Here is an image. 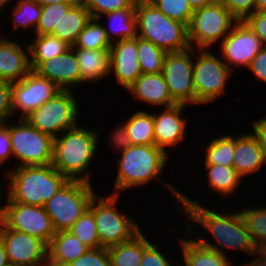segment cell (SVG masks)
I'll list each match as a JSON object with an SVG mask.
<instances>
[{
    "mask_svg": "<svg viewBox=\"0 0 266 266\" xmlns=\"http://www.w3.org/2000/svg\"><path fill=\"white\" fill-rule=\"evenodd\" d=\"M104 196L96 194L89 209L94 215L101 246L109 248L132 239L141 231V226L130 213L118 210L119 195Z\"/></svg>",
    "mask_w": 266,
    "mask_h": 266,
    "instance_id": "cell-6",
    "label": "cell"
},
{
    "mask_svg": "<svg viewBox=\"0 0 266 266\" xmlns=\"http://www.w3.org/2000/svg\"><path fill=\"white\" fill-rule=\"evenodd\" d=\"M167 17L189 25L194 10L189 0H149Z\"/></svg>",
    "mask_w": 266,
    "mask_h": 266,
    "instance_id": "cell-39",
    "label": "cell"
},
{
    "mask_svg": "<svg viewBox=\"0 0 266 266\" xmlns=\"http://www.w3.org/2000/svg\"><path fill=\"white\" fill-rule=\"evenodd\" d=\"M265 164V165H264ZM266 167V159L256 136L248 132L235 135V152L233 168L242 177L262 171ZM251 175V176H250Z\"/></svg>",
    "mask_w": 266,
    "mask_h": 266,
    "instance_id": "cell-22",
    "label": "cell"
},
{
    "mask_svg": "<svg viewBox=\"0 0 266 266\" xmlns=\"http://www.w3.org/2000/svg\"><path fill=\"white\" fill-rule=\"evenodd\" d=\"M9 121L12 155L19 166H46L52 164L54 139L35 128L26 118ZM11 123V124H10Z\"/></svg>",
    "mask_w": 266,
    "mask_h": 266,
    "instance_id": "cell-8",
    "label": "cell"
},
{
    "mask_svg": "<svg viewBox=\"0 0 266 266\" xmlns=\"http://www.w3.org/2000/svg\"><path fill=\"white\" fill-rule=\"evenodd\" d=\"M247 209L239 210L247 229L249 230L254 243L260 242L266 239V206L260 207L251 205H245ZM257 207V208H255Z\"/></svg>",
    "mask_w": 266,
    "mask_h": 266,
    "instance_id": "cell-38",
    "label": "cell"
},
{
    "mask_svg": "<svg viewBox=\"0 0 266 266\" xmlns=\"http://www.w3.org/2000/svg\"><path fill=\"white\" fill-rule=\"evenodd\" d=\"M216 55L218 54L209 49L194 48L193 86L196 105L212 104L211 102L226 94L225 87L232 75V69Z\"/></svg>",
    "mask_w": 266,
    "mask_h": 266,
    "instance_id": "cell-10",
    "label": "cell"
},
{
    "mask_svg": "<svg viewBox=\"0 0 266 266\" xmlns=\"http://www.w3.org/2000/svg\"><path fill=\"white\" fill-rule=\"evenodd\" d=\"M184 235L185 237L180 236L178 238L179 246L181 247L180 257L181 266H231L232 261L228 256H224L215 250L203 247L198 244L192 236ZM186 236L188 237L186 239ZM193 237V238H192ZM183 258V259H182ZM184 264V265H183ZM239 266V265H238Z\"/></svg>",
    "mask_w": 266,
    "mask_h": 266,
    "instance_id": "cell-25",
    "label": "cell"
},
{
    "mask_svg": "<svg viewBox=\"0 0 266 266\" xmlns=\"http://www.w3.org/2000/svg\"><path fill=\"white\" fill-rule=\"evenodd\" d=\"M95 195L91 183L68 180L44 205L55 232L68 231L89 209Z\"/></svg>",
    "mask_w": 266,
    "mask_h": 266,
    "instance_id": "cell-7",
    "label": "cell"
},
{
    "mask_svg": "<svg viewBox=\"0 0 266 266\" xmlns=\"http://www.w3.org/2000/svg\"><path fill=\"white\" fill-rule=\"evenodd\" d=\"M253 128L252 133L258 139V142L263 150L264 157L266 159V117H262L252 120L251 122V130Z\"/></svg>",
    "mask_w": 266,
    "mask_h": 266,
    "instance_id": "cell-49",
    "label": "cell"
},
{
    "mask_svg": "<svg viewBox=\"0 0 266 266\" xmlns=\"http://www.w3.org/2000/svg\"><path fill=\"white\" fill-rule=\"evenodd\" d=\"M89 249L101 248L93 212L87 209L68 230Z\"/></svg>",
    "mask_w": 266,
    "mask_h": 266,
    "instance_id": "cell-36",
    "label": "cell"
},
{
    "mask_svg": "<svg viewBox=\"0 0 266 266\" xmlns=\"http://www.w3.org/2000/svg\"><path fill=\"white\" fill-rule=\"evenodd\" d=\"M251 256L252 258L250 261L248 260L246 263L241 264L240 266H266V260L259 259L253 254Z\"/></svg>",
    "mask_w": 266,
    "mask_h": 266,
    "instance_id": "cell-53",
    "label": "cell"
},
{
    "mask_svg": "<svg viewBox=\"0 0 266 266\" xmlns=\"http://www.w3.org/2000/svg\"><path fill=\"white\" fill-rule=\"evenodd\" d=\"M236 22L219 0L196 9L187 26L189 44L195 49L211 50V46L223 41Z\"/></svg>",
    "mask_w": 266,
    "mask_h": 266,
    "instance_id": "cell-11",
    "label": "cell"
},
{
    "mask_svg": "<svg viewBox=\"0 0 266 266\" xmlns=\"http://www.w3.org/2000/svg\"><path fill=\"white\" fill-rule=\"evenodd\" d=\"M110 74L118 84L127 90L142 74L138 61V36L124 39L111 45ZM113 73V74H112Z\"/></svg>",
    "mask_w": 266,
    "mask_h": 266,
    "instance_id": "cell-18",
    "label": "cell"
},
{
    "mask_svg": "<svg viewBox=\"0 0 266 266\" xmlns=\"http://www.w3.org/2000/svg\"><path fill=\"white\" fill-rule=\"evenodd\" d=\"M34 71L54 82L62 90L81 86L77 57L72 48L61 55L42 62Z\"/></svg>",
    "mask_w": 266,
    "mask_h": 266,
    "instance_id": "cell-19",
    "label": "cell"
},
{
    "mask_svg": "<svg viewBox=\"0 0 266 266\" xmlns=\"http://www.w3.org/2000/svg\"><path fill=\"white\" fill-rule=\"evenodd\" d=\"M206 171V181L204 183L208 184L209 189L213 190L218 195H221V199L226 196L228 201L232 195L238 196L236 193L237 188L244 182L242 177L235 171L233 167L223 166V165H203ZM208 180V181H207ZM236 193V194H234ZM229 197V198H228Z\"/></svg>",
    "mask_w": 266,
    "mask_h": 266,
    "instance_id": "cell-27",
    "label": "cell"
},
{
    "mask_svg": "<svg viewBox=\"0 0 266 266\" xmlns=\"http://www.w3.org/2000/svg\"><path fill=\"white\" fill-rule=\"evenodd\" d=\"M6 266H20V265H16V264H11V263H9V264H7Z\"/></svg>",
    "mask_w": 266,
    "mask_h": 266,
    "instance_id": "cell-57",
    "label": "cell"
},
{
    "mask_svg": "<svg viewBox=\"0 0 266 266\" xmlns=\"http://www.w3.org/2000/svg\"><path fill=\"white\" fill-rule=\"evenodd\" d=\"M9 169V170H7ZM7 197L24 205L44 206L68 181L52 164L7 168Z\"/></svg>",
    "mask_w": 266,
    "mask_h": 266,
    "instance_id": "cell-4",
    "label": "cell"
},
{
    "mask_svg": "<svg viewBox=\"0 0 266 266\" xmlns=\"http://www.w3.org/2000/svg\"><path fill=\"white\" fill-rule=\"evenodd\" d=\"M207 143V144H206ZM203 154V164L223 165L233 167L235 152V135L222 134L212 137L208 142Z\"/></svg>",
    "mask_w": 266,
    "mask_h": 266,
    "instance_id": "cell-31",
    "label": "cell"
},
{
    "mask_svg": "<svg viewBox=\"0 0 266 266\" xmlns=\"http://www.w3.org/2000/svg\"><path fill=\"white\" fill-rule=\"evenodd\" d=\"M13 11L10 18L14 29L22 28L23 32L25 29H33L35 31L42 11V6L35 0H17L15 6L12 8Z\"/></svg>",
    "mask_w": 266,
    "mask_h": 266,
    "instance_id": "cell-33",
    "label": "cell"
},
{
    "mask_svg": "<svg viewBox=\"0 0 266 266\" xmlns=\"http://www.w3.org/2000/svg\"><path fill=\"white\" fill-rule=\"evenodd\" d=\"M13 157L9 135V122L0 125V168Z\"/></svg>",
    "mask_w": 266,
    "mask_h": 266,
    "instance_id": "cell-47",
    "label": "cell"
},
{
    "mask_svg": "<svg viewBox=\"0 0 266 266\" xmlns=\"http://www.w3.org/2000/svg\"><path fill=\"white\" fill-rule=\"evenodd\" d=\"M89 248L69 231L56 232L47 246L48 266H67Z\"/></svg>",
    "mask_w": 266,
    "mask_h": 266,
    "instance_id": "cell-24",
    "label": "cell"
},
{
    "mask_svg": "<svg viewBox=\"0 0 266 266\" xmlns=\"http://www.w3.org/2000/svg\"><path fill=\"white\" fill-rule=\"evenodd\" d=\"M218 0H189V3L193 10L202 8L204 6L213 4L217 2Z\"/></svg>",
    "mask_w": 266,
    "mask_h": 266,
    "instance_id": "cell-51",
    "label": "cell"
},
{
    "mask_svg": "<svg viewBox=\"0 0 266 266\" xmlns=\"http://www.w3.org/2000/svg\"><path fill=\"white\" fill-rule=\"evenodd\" d=\"M193 199L182 193L181 204L178 206V210L182 212L181 215L190 221L186 224L185 233L191 234L194 228L200 231L199 227L202 226L201 230L204 229L203 232L206 230L205 234L208 232L207 234L213 238L211 241L207 240L208 237L197 236L194 240L201 246L215 250L224 256H228L225 253L226 249L237 250L242 254L245 253L246 256L254 253L255 243L239 210L233 208V212L232 210L218 212L213 209L214 205L212 208L204 207L200 199L197 197L196 200Z\"/></svg>",
    "mask_w": 266,
    "mask_h": 266,
    "instance_id": "cell-1",
    "label": "cell"
},
{
    "mask_svg": "<svg viewBox=\"0 0 266 266\" xmlns=\"http://www.w3.org/2000/svg\"><path fill=\"white\" fill-rule=\"evenodd\" d=\"M188 105L175 104L161 108V112L153 113L155 145L167 154L180 143L186 141L187 120L182 112ZM168 148H171L168 150Z\"/></svg>",
    "mask_w": 266,
    "mask_h": 266,
    "instance_id": "cell-17",
    "label": "cell"
},
{
    "mask_svg": "<svg viewBox=\"0 0 266 266\" xmlns=\"http://www.w3.org/2000/svg\"><path fill=\"white\" fill-rule=\"evenodd\" d=\"M138 61L143 74L162 73L166 52L138 36Z\"/></svg>",
    "mask_w": 266,
    "mask_h": 266,
    "instance_id": "cell-35",
    "label": "cell"
},
{
    "mask_svg": "<svg viewBox=\"0 0 266 266\" xmlns=\"http://www.w3.org/2000/svg\"><path fill=\"white\" fill-rule=\"evenodd\" d=\"M136 8H125L102 14L98 19H108L109 24L103 27L110 44L124 39H134L138 36L137 19L135 16ZM110 20V21H109ZM109 26V27H108Z\"/></svg>",
    "mask_w": 266,
    "mask_h": 266,
    "instance_id": "cell-26",
    "label": "cell"
},
{
    "mask_svg": "<svg viewBox=\"0 0 266 266\" xmlns=\"http://www.w3.org/2000/svg\"><path fill=\"white\" fill-rule=\"evenodd\" d=\"M100 133L98 127L87 128L78 124L55 137L52 159L54 168L68 180L92 183L88 173L98 152Z\"/></svg>",
    "mask_w": 266,
    "mask_h": 266,
    "instance_id": "cell-3",
    "label": "cell"
},
{
    "mask_svg": "<svg viewBox=\"0 0 266 266\" xmlns=\"http://www.w3.org/2000/svg\"><path fill=\"white\" fill-rule=\"evenodd\" d=\"M41 6L49 5L52 3H77L80 0H35Z\"/></svg>",
    "mask_w": 266,
    "mask_h": 266,
    "instance_id": "cell-54",
    "label": "cell"
},
{
    "mask_svg": "<svg viewBox=\"0 0 266 266\" xmlns=\"http://www.w3.org/2000/svg\"><path fill=\"white\" fill-rule=\"evenodd\" d=\"M159 244H154L153 241L148 240L147 236L144 234V251L141 261V266H174L171 258L166 257V252L162 253V250L158 248ZM181 261H178L175 266H181Z\"/></svg>",
    "mask_w": 266,
    "mask_h": 266,
    "instance_id": "cell-41",
    "label": "cell"
},
{
    "mask_svg": "<svg viewBox=\"0 0 266 266\" xmlns=\"http://www.w3.org/2000/svg\"><path fill=\"white\" fill-rule=\"evenodd\" d=\"M8 256L5 250L4 243L2 239L0 238V266H6L9 264Z\"/></svg>",
    "mask_w": 266,
    "mask_h": 266,
    "instance_id": "cell-52",
    "label": "cell"
},
{
    "mask_svg": "<svg viewBox=\"0 0 266 266\" xmlns=\"http://www.w3.org/2000/svg\"><path fill=\"white\" fill-rule=\"evenodd\" d=\"M247 68L256 79L266 83V46L258 52Z\"/></svg>",
    "mask_w": 266,
    "mask_h": 266,
    "instance_id": "cell-48",
    "label": "cell"
},
{
    "mask_svg": "<svg viewBox=\"0 0 266 266\" xmlns=\"http://www.w3.org/2000/svg\"><path fill=\"white\" fill-rule=\"evenodd\" d=\"M253 255L259 259L266 260V239L255 243Z\"/></svg>",
    "mask_w": 266,
    "mask_h": 266,
    "instance_id": "cell-50",
    "label": "cell"
},
{
    "mask_svg": "<svg viewBox=\"0 0 266 266\" xmlns=\"http://www.w3.org/2000/svg\"><path fill=\"white\" fill-rule=\"evenodd\" d=\"M31 71L28 41L21 46L17 41L0 37V80L17 82Z\"/></svg>",
    "mask_w": 266,
    "mask_h": 266,
    "instance_id": "cell-20",
    "label": "cell"
},
{
    "mask_svg": "<svg viewBox=\"0 0 266 266\" xmlns=\"http://www.w3.org/2000/svg\"><path fill=\"white\" fill-rule=\"evenodd\" d=\"M124 122L132 145H155L153 113L136 110Z\"/></svg>",
    "mask_w": 266,
    "mask_h": 266,
    "instance_id": "cell-32",
    "label": "cell"
},
{
    "mask_svg": "<svg viewBox=\"0 0 266 266\" xmlns=\"http://www.w3.org/2000/svg\"><path fill=\"white\" fill-rule=\"evenodd\" d=\"M90 12L92 18L125 8H136L137 0H80Z\"/></svg>",
    "mask_w": 266,
    "mask_h": 266,
    "instance_id": "cell-40",
    "label": "cell"
},
{
    "mask_svg": "<svg viewBox=\"0 0 266 266\" xmlns=\"http://www.w3.org/2000/svg\"><path fill=\"white\" fill-rule=\"evenodd\" d=\"M11 117V82L0 80V125L12 121Z\"/></svg>",
    "mask_w": 266,
    "mask_h": 266,
    "instance_id": "cell-44",
    "label": "cell"
},
{
    "mask_svg": "<svg viewBox=\"0 0 266 266\" xmlns=\"http://www.w3.org/2000/svg\"><path fill=\"white\" fill-rule=\"evenodd\" d=\"M116 125L112 132H110V145L113 146V150H116L117 153H122L128 147L132 146L129 135L127 134L125 122Z\"/></svg>",
    "mask_w": 266,
    "mask_h": 266,
    "instance_id": "cell-45",
    "label": "cell"
},
{
    "mask_svg": "<svg viewBox=\"0 0 266 266\" xmlns=\"http://www.w3.org/2000/svg\"><path fill=\"white\" fill-rule=\"evenodd\" d=\"M74 90H61L26 119L53 139L79 124L80 105Z\"/></svg>",
    "mask_w": 266,
    "mask_h": 266,
    "instance_id": "cell-9",
    "label": "cell"
},
{
    "mask_svg": "<svg viewBox=\"0 0 266 266\" xmlns=\"http://www.w3.org/2000/svg\"><path fill=\"white\" fill-rule=\"evenodd\" d=\"M28 47L31 70H35L42 62L57 57L71 48L69 44L52 34L33 36Z\"/></svg>",
    "mask_w": 266,
    "mask_h": 266,
    "instance_id": "cell-29",
    "label": "cell"
},
{
    "mask_svg": "<svg viewBox=\"0 0 266 266\" xmlns=\"http://www.w3.org/2000/svg\"><path fill=\"white\" fill-rule=\"evenodd\" d=\"M76 3H52L42 6L41 16L35 29V35L52 34L61 18Z\"/></svg>",
    "mask_w": 266,
    "mask_h": 266,
    "instance_id": "cell-37",
    "label": "cell"
},
{
    "mask_svg": "<svg viewBox=\"0 0 266 266\" xmlns=\"http://www.w3.org/2000/svg\"><path fill=\"white\" fill-rule=\"evenodd\" d=\"M264 47L260 38L244 21H237L229 34L220 43L221 59L231 69L248 67L253 58Z\"/></svg>",
    "mask_w": 266,
    "mask_h": 266,
    "instance_id": "cell-16",
    "label": "cell"
},
{
    "mask_svg": "<svg viewBox=\"0 0 266 266\" xmlns=\"http://www.w3.org/2000/svg\"><path fill=\"white\" fill-rule=\"evenodd\" d=\"M194 48L166 53L163 63L165 77L172 99L177 104L196 105L193 86ZM193 56V57H192Z\"/></svg>",
    "mask_w": 266,
    "mask_h": 266,
    "instance_id": "cell-14",
    "label": "cell"
},
{
    "mask_svg": "<svg viewBox=\"0 0 266 266\" xmlns=\"http://www.w3.org/2000/svg\"><path fill=\"white\" fill-rule=\"evenodd\" d=\"M135 16L138 36L151 41L166 53L191 47L187 25L167 17L149 0H137Z\"/></svg>",
    "mask_w": 266,
    "mask_h": 266,
    "instance_id": "cell-5",
    "label": "cell"
},
{
    "mask_svg": "<svg viewBox=\"0 0 266 266\" xmlns=\"http://www.w3.org/2000/svg\"><path fill=\"white\" fill-rule=\"evenodd\" d=\"M133 98L154 108H165L177 104L169 92L163 73L139 75L127 89Z\"/></svg>",
    "mask_w": 266,
    "mask_h": 266,
    "instance_id": "cell-21",
    "label": "cell"
},
{
    "mask_svg": "<svg viewBox=\"0 0 266 266\" xmlns=\"http://www.w3.org/2000/svg\"><path fill=\"white\" fill-rule=\"evenodd\" d=\"M61 90L54 82L31 70L22 80L11 83L13 115L28 117Z\"/></svg>",
    "mask_w": 266,
    "mask_h": 266,
    "instance_id": "cell-13",
    "label": "cell"
},
{
    "mask_svg": "<svg viewBox=\"0 0 266 266\" xmlns=\"http://www.w3.org/2000/svg\"><path fill=\"white\" fill-rule=\"evenodd\" d=\"M3 194L0 195V221L7 227L22 233H27L43 241L47 246L55 235L52 221L44 206L24 205L12 202L7 196L5 204H1Z\"/></svg>",
    "mask_w": 266,
    "mask_h": 266,
    "instance_id": "cell-12",
    "label": "cell"
},
{
    "mask_svg": "<svg viewBox=\"0 0 266 266\" xmlns=\"http://www.w3.org/2000/svg\"><path fill=\"white\" fill-rule=\"evenodd\" d=\"M67 266H111L107 248L89 249Z\"/></svg>",
    "mask_w": 266,
    "mask_h": 266,
    "instance_id": "cell-42",
    "label": "cell"
},
{
    "mask_svg": "<svg viewBox=\"0 0 266 266\" xmlns=\"http://www.w3.org/2000/svg\"><path fill=\"white\" fill-rule=\"evenodd\" d=\"M120 154V157L115 158L118 171L113 182L114 192L111 194L120 195L121 191L137 187L139 189L153 180H159V183L161 182L170 191L175 202L180 204L183 191L161 179L170 158L169 154L156 145H132Z\"/></svg>",
    "mask_w": 266,
    "mask_h": 266,
    "instance_id": "cell-2",
    "label": "cell"
},
{
    "mask_svg": "<svg viewBox=\"0 0 266 266\" xmlns=\"http://www.w3.org/2000/svg\"><path fill=\"white\" fill-rule=\"evenodd\" d=\"M73 49L80 68L81 74V86L87 82H99V80H105L110 76V50H88L83 48H77L74 45ZM105 78V79H104Z\"/></svg>",
    "mask_w": 266,
    "mask_h": 266,
    "instance_id": "cell-23",
    "label": "cell"
},
{
    "mask_svg": "<svg viewBox=\"0 0 266 266\" xmlns=\"http://www.w3.org/2000/svg\"><path fill=\"white\" fill-rule=\"evenodd\" d=\"M244 22L260 38L266 46V11H255Z\"/></svg>",
    "mask_w": 266,
    "mask_h": 266,
    "instance_id": "cell-46",
    "label": "cell"
},
{
    "mask_svg": "<svg viewBox=\"0 0 266 266\" xmlns=\"http://www.w3.org/2000/svg\"><path fill=\"white\" fill-rule=\"evenodd\" d=\"M255 11H266V0H255Z\"/></svg>",
    "mask_w": 266,
    "mask_h": 266,
    "instance_id": "cell-55",
    "label": "cell"
},
{
    "mask_svg": "<svg viewBox=\"0 0 266 266\" xmlns=\"http://www.w3.org/2000/svg\"><path fill=\"white\" fill-rule=\"evenodd\" d=\"M237 21H244L255 12V0H219Z\"/></svg>",
    "mask_w": 266,
    "mask_h": 266,
    "instance_id": "cell-43",
    "label": "cell"
},
{
    "mask_svg": "<svg viewBox=\"0 0 266 266\" xmlns=\"http://www.w3.org/2000/svg\"><path fill=\"white\" fill-rule=\"evenodd\" d=\"M102 22L103 19L91 17L83 31L79 34L74 46L88 50L110 49L111 44L107 38Z\"/></svg>",
    "mask_w": 266,
    "mask_h": 266,
    "instance_id": "cell-34",
    "label": "cell"
},
{
    "mask_svg": "<svg viewBox=\"0 0 266 266\" xmlns=\"http://www.w3.org/2000/svg\"><path fill=\"white\" fill-rule=\"evenodd\" d=\"M2 239L8 260L20 266H48L47 245L27 233L7 228L0 221Z\"/></svg>",
    "mask_w": 266,
    "mask_h": 266,
    "instance_id": "cell-15",
    "label": "cell"
},
{
    "mask_svg": "<svg viewBox=\"0 0 266 266\" xmlns=\"http://www.w3.org/2000/svg\"><path fill=\"white\" fill-rule=\"evenodd\" d=\"M14 1V4L16 3L15 0H0V14L3 13V9H5L10 3Z\"/></svg>",
    "mask_w": 266,
    "mask_h": 266,
    "instance_id": "cell-56",
    "label": "cell"
},
{
    "mask_svg": "<svg viewBox=\"0 0 266 266\" xmlns=\"http://www.w3.org/2000/svg\"><path fill=\"white\" fill-rule=\"evenodd\" d=\"M90 19V12L81 1H78L61 18L52 35L73 46Z\"/></svg>",
    "mask_w": 266,
    "mask_h": 266,
    "instance_id": "cell-28",
    "label": "cell"
},
{
    "mask_svg": "<svg viewBox=\"0 0 266 266\" xmlns=\"http://www.w3.org/2000/svg\"><path fill=\"white\" fill-rule=\"evenodd\" d=\"M111 266H141L144 251V232L141 230L129 241L107 248Z\"/></svg>",
    "mask_w": 266,
    "mask_h": 266,
    "instance_id": "cell-30",
    "label": "cell"
}]
</instances>
